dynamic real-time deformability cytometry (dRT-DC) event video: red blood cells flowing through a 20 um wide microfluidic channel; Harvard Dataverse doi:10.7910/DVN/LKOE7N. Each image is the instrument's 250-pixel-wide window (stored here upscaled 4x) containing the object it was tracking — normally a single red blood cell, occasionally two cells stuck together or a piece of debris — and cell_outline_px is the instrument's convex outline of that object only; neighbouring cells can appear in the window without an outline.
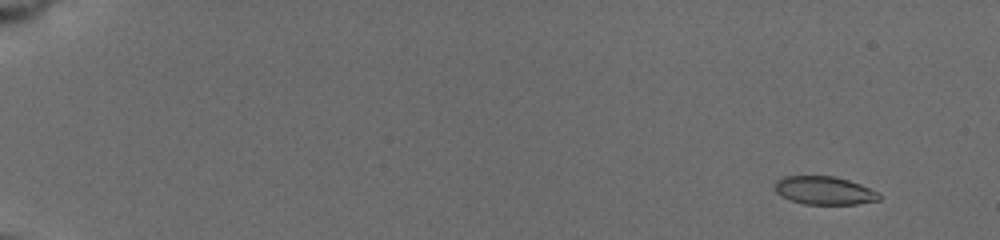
{"species": "common noctule bat (a hibernating species)", "species_latin": "Nyctalus noctula", "temperature_condition": "cold", "stored_images_in_passage": 20, "camera_frame_rate_fps": 3000, "um_per_image_px": 0.085, "animal": {"sex": "female", "body_mass_g": 19.5, "forearm_length_mm": 54.1}, "frame": {"image": 1, "passage_image": 1, "time_ms": 0.0, "image_size_px": [1000, 240], "cell_outline_px": [[880, 200], [856, 204], [804, 204], [780, 196], [776, 192], [776, 180], [784, 176], [836, 176], [860, 184], [880, 192]], "centroid_in_image_um": [70.09, 16.19], "position_along_channel_um": 14.9, "area_um2": 17.17}}
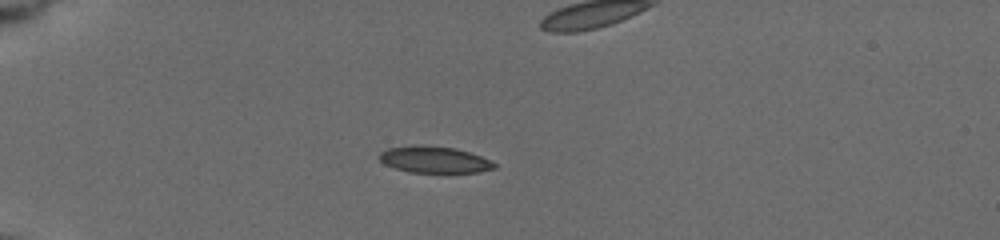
{"frame": {"image": 2, "passage_image": 15, "time_ms": 4.333, "image_size_px": [1000, 240], "cell_outline_px": [[496, 168], [480, 172], [408, 172], [384, 164], [380, 160], [380, 152], [388, 148], [412, 144], [424, 144], [456, 148], [480, 156], [496, 164]], "centroid_in_image_um": [36.89, 13.55], "position_along_channel_um": 48.1, "area_um2": 17.86}}